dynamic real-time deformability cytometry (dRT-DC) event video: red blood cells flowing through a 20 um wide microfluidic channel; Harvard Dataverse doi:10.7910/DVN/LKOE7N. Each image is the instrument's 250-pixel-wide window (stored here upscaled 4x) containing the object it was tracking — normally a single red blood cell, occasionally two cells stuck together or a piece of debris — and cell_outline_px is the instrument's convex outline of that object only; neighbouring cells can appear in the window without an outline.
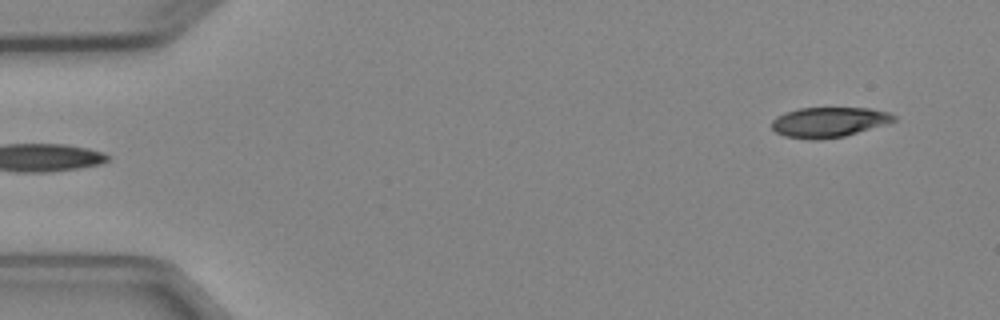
{"species": "Egyptian fruit bat (a non-hibernating species)", "species_latin": "Rousettus aegyptiacus", "temperature_condition": "cold", "stored_images_in_passage": 6, "segment_of_instrument_passage": [2, 2], "camera_frame_rate_fps": 3000, "um_per_image_px": 0.085, "animal": {"sex": "female"}, "frame": {"image": 1, "passage_image": 6, "time_ms": 5.667, "image_size_px": [1000, 320], "cell_outline_px": [[896, 120], [844, 136], [816, 140], [812, 140], [784, 136], [776, 132], [772, 128], [772, 120], [776, 116], [784, 112], [800, 108], [868, 108], [888, 112], [896, 116]], "centroid_in_image_um": [70.4, 10.38], "position_along_channel_um": 14.6, "area_um2": 21.21}}